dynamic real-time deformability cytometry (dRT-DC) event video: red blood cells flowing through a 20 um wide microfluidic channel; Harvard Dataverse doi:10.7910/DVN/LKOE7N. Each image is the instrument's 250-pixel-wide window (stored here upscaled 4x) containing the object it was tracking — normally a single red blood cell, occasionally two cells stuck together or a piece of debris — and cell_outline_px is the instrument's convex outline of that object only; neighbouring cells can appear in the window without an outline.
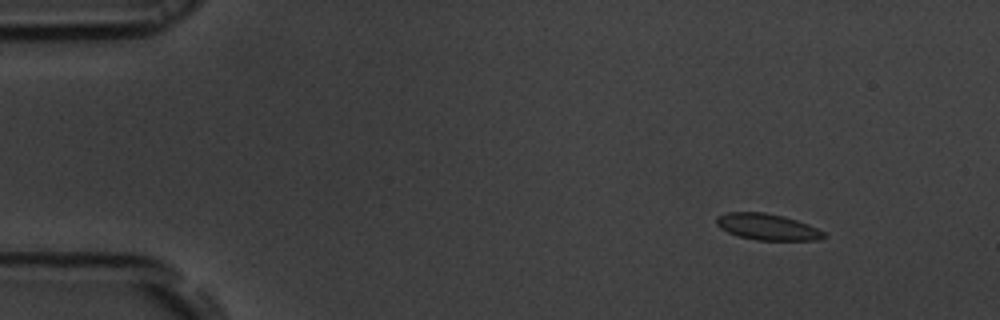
{"species": "common noctule bat (a hibernating species)", "species_latin": "Nyctalus noctula", "temperature_condition": "room temperature", "stored_images_in_passage": 15, "camera_frame_rate_fps": 3000, "um_per_image_px": 0.085, "animal": {"sex": "male", "body_mass_g": 19.5, "forearm_length_mm": 54.6}, "frame": {"image": 1, "passage_image": 6, "time_ms": 1.667, "image_size_px": [1000, 320], "cell_outline_px": [[828, 236], [820, 240], [756, 240], [736, 236], [720, 228], [716, 224], [716, 216], [728, 212], [764, 212], [784, 216], [808, 224], [824, 232]], "centroid_in_image_um": [65.21, 19.29], "position_along_channel_um": 19.8, "area_um2": 16.59}}